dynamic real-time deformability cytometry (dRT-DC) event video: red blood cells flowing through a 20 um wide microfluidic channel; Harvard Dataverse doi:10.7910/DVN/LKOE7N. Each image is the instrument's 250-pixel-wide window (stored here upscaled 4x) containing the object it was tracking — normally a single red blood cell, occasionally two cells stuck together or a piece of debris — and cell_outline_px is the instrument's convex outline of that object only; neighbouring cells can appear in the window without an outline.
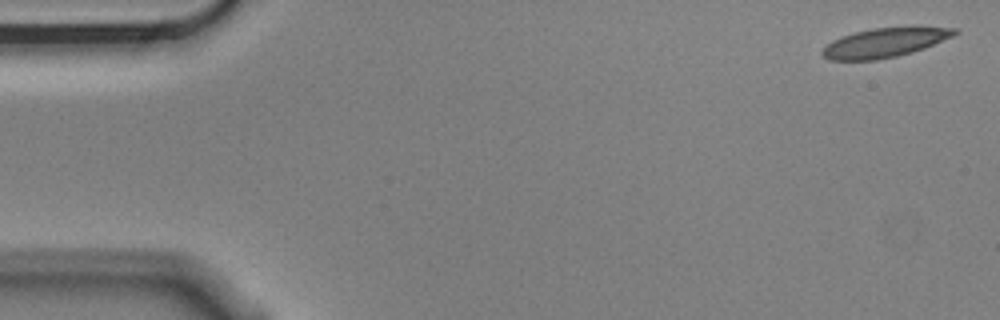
{"species": "Egyptian fruit bat (a non-hibernating species)", "species_latin": "Rousettus aegyptiacus", "temperature_condition": "cold", "stored_images_in_passage": 5, "camera_frame_rate_fps": 3000, "um_per_image_px": 0.085, "animal": {"sex": "male"}, "frame": {"image": 1, "passage_image": 1, "time_ms": 0.0, "image_size_px": [1000, 320], "cell_outline_px": [[960, 32], [952, 36], [924, 48], [912, 52], [896, 56], [876, 60], [828, 60], [820, 52], [832, 40], [840, 36], [872, 28], [908, 24], [912, 24], [956, 28]], "centroid_in_image_um": [75.26, 3.57], "position_along_channel_um": 9.7, "area_um2": 23.29}}
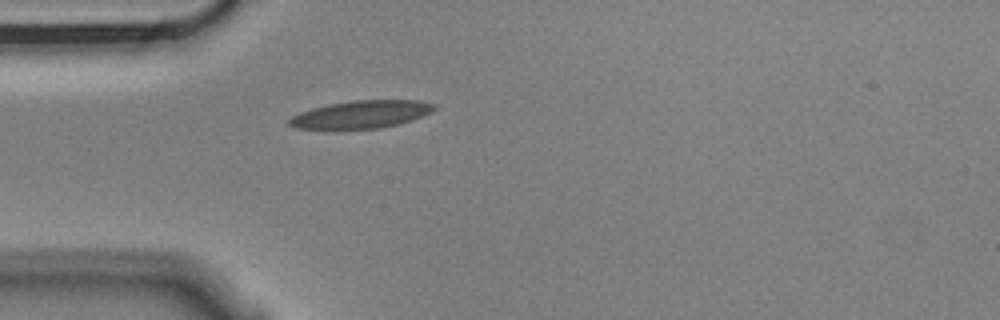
{"frame": {"image": 2, "passage_image": 5, "time_ms": 1.333, "image_size_px": [1000, 320], "cell_outline_px": [[436, 108], [432, 112], [412, 120], [380, 128], [296, 128], [288, 124], [288, 120], [292, 116], [300, 112], [312, 108], [328, 104], [352, 100], [420, 100], [436, 104]], "centroid_in_image_um": [30.74, 9.7], "position_along_channel_um": 54.3, "area_um2": 23.18}}